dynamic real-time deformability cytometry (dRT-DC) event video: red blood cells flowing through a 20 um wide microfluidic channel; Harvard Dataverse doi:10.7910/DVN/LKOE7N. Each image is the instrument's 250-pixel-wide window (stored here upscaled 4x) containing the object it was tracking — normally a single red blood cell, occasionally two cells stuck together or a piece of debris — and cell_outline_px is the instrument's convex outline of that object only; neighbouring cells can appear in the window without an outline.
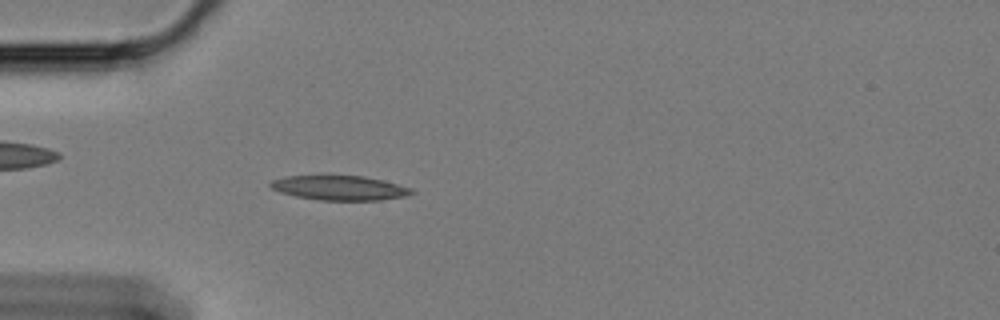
{"species": "Egyptian fruit bat (a non-hibernating species)", "species_latin": "Rousettus aegyptiacus", "temperature_condition": "cold", "stored_images_in_passage": 51, "camera_frame_rate_fps": 3000, "um_per_image_px": 0.085, "animal": {"sex": "female"}, "frame": {"image": 1, "passage_image": 9, "time_ms": 2.667, "image_size_px": [1000, 320], "cell_outline_px": [[416, 192], [404, 196], [380, 200], [320, 200], [296, 196], [280, 192], [272, 188], [268, 184], [272, 180], [288, 176], [364, 176], [384, 180], [412, 188]], "centroid_in_image_um": [28.89, 15.97], "position_along_channel_um": 56.1, "area_um2": 20.06}}
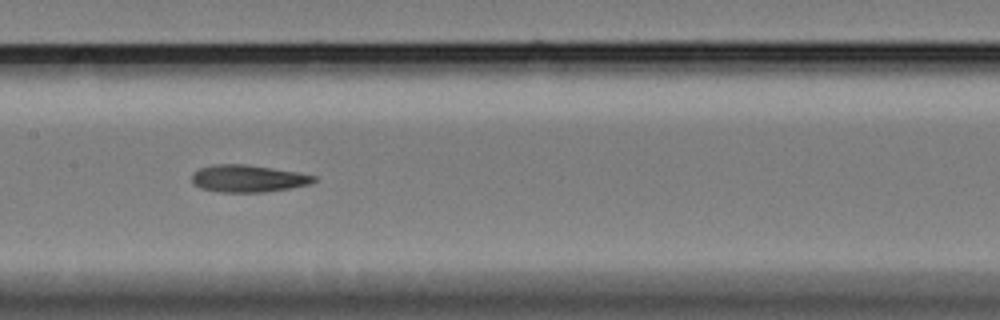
{"frame": {"image": 2, "passage_image": 21, "time_ms": 6.667, "image_size_px": [1000, 320], "cell_outline_px": [[316, 180], [308, 184], [288, 188], [264, 192], [220, 192], [200, 188], [192, 184], [192, 172], [200, 168], [212, 164], [248, 164], [296, 172], [316, 176]], "centroid_in_image_um": [21.01, 15.17], "position_along_channel_um": 186.4, "area_um2": 19.31}}
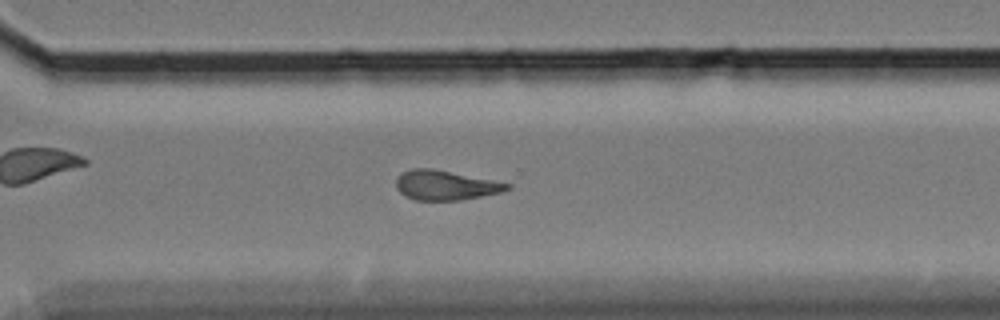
{"frame": {"image": 3, "passage_image": 34, "time_ms": 11.0, "image_size_px": [1000, 320], "cell_outline_px": [[512, 188], [500, 192], [460, 200], [416, 200], [404, 196], [396, 188], [396, 180], [404, 172], [412, 168], [432, 168], [512, 184]], "centroid_in_image_um": [37.85, 15.75], "position_along_channel_um": 332.7, "area_um2": 18.96}, "authors_computed_cell_mechanics": {"area_um2": 19.4786, "velocity_mm_per_s": 3.3888, "shape_relaxation_time_tau1_ms": null, "shape_relaxation_time_tau2_ms": 4.5246, "deformation_change_tau1": null, "deformation_change_tau2": 0.1197}}